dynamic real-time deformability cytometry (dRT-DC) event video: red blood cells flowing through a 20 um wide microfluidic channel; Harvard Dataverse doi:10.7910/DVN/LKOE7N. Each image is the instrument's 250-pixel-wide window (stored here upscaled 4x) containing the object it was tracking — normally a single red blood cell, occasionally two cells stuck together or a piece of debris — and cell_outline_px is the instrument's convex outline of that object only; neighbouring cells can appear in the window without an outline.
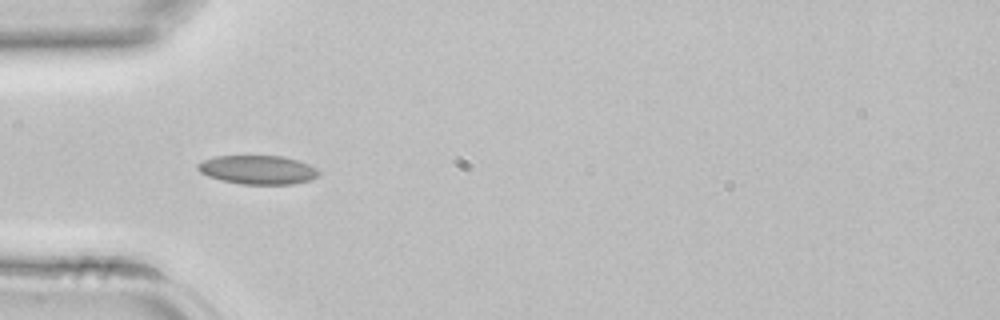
{"species": "common noctule bat (a hibernating species)", "species_latin": "Nyctalus noctula", "temperature_condition": "room temperature", "stored_images_in_passage": 30, "camera_frame_rate_fps": 3000, "um_per_image_px": 0.085, "animal": {"sex": "female", "body_mass_g": 22.7, "forearm_length_mm": 54.2}, "frame": {"image": 1, "passage_image": 1, "time_ms": 0.0, "image_size_px": [1000, 320], "cell_outline_px": [[320, 172], [316, 176], [308, 180], [292, 184], [240, 184], [220, 180], [208, 176], [200, 172], [196, 168], [196, 164], [204, 160], [216, 156], [284, 156], [308, 164], [316, 168]], "centroid_in_image_um": [21.87, 14.43], "position_along_channel_um": 63.1, "area_um2": 20.23}}
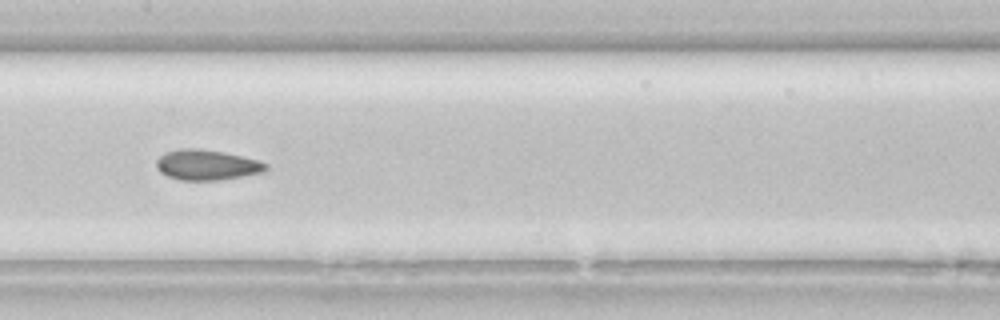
{"frame": {"image": 2, "passage_image": 9, "time_ms": 2.667, "image_size_px": [1000, 320], "cell_outline_px": [[268, 168], [264, 172], [220, 180], [180, 180], [168, 176], [160, 172], [156, 168], [156, 160], [164, 152], [180, 148], [196, 148], [224, 152], [260, 160], [268, 164]], "centroid_in_image_um": [17.58, 14.01], "position_along_channel_um": 189.8, "area_um2": 19.54}}